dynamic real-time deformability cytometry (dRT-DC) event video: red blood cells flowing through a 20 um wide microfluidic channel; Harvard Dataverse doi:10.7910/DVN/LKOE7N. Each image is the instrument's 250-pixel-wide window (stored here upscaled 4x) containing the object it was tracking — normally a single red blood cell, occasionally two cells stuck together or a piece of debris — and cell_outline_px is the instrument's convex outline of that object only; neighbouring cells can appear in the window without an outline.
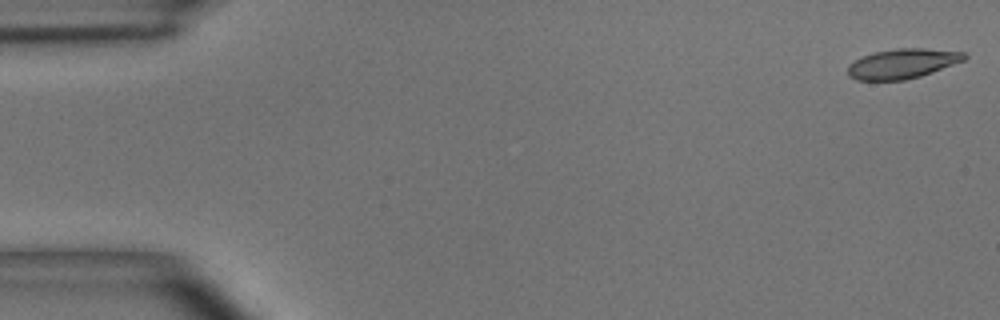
{"species": "common noctule bat (a hibernating species)", "species_latin": "Nyctalus noctula", "temperature_condition": "room temperature", "stored_images_in_passage": 4, "camera_frame_rate_fps": 3000, "um_per_image_px": 0.085, "animal": {"sex": "male", "body_mass_g": 15.6}, "frame": {"image": 1, "passage_image": 1, "time_ms": 0.0, "image_size_px": [1000, 320], "cell_outline_px": [[968, 56], [964, 60], [932, 72], [920, 76], [904, 80], [856, 80], [848, 76], [848, 64], [864, 56], [876, 52], [900, 48], [924, 48], [964, 52]], "centroid_in_image_um": [76.71, 5.41], "position_along_channel_um": 8.3, "area_um2": 20.0}}